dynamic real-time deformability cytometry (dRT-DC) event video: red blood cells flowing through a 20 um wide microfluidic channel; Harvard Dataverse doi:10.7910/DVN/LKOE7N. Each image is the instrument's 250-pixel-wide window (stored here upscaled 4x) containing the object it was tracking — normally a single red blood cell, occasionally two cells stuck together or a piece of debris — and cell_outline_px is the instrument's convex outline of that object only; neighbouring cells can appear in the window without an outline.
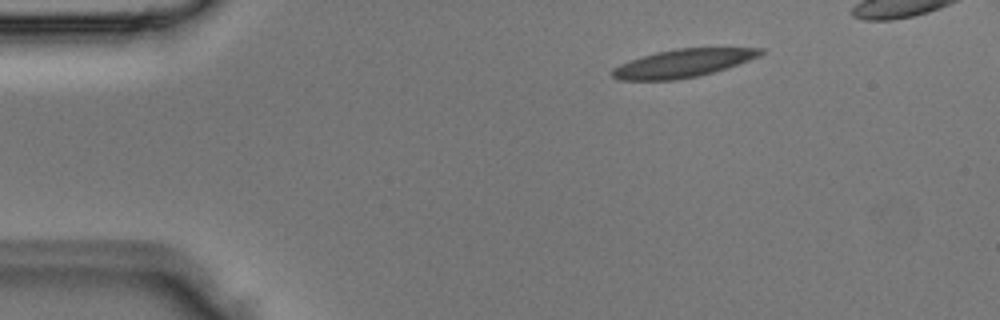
{"species": "Egyptian fruit bat (a non-hibernating species)", "species_latin": "Rousettus aegyptiacus", "temperature_condition": "room temperature", "stored_images_in_passage": 2, "camera_frame_rate_fps": 3000, "um_per_image_px": 0.085, "animal": {"sex": "male"}, "frame": {"image": 1, "passage_image": 2, "time_ms": 0.333, "image_size_px": [1000, 320], "cell_outline_px": [[764, 52], [760, 56], [728, 68], [700, 76], [676, 80], [620, 80], [612, 76], [608, 72], [612, 68], [620, 64], [656, 52], [676, 48], [764, 48]], "centroid_in_image_um": [58.05, 5.38], "position_along_channel_um": 26.9, "area_um2": 24.33}}